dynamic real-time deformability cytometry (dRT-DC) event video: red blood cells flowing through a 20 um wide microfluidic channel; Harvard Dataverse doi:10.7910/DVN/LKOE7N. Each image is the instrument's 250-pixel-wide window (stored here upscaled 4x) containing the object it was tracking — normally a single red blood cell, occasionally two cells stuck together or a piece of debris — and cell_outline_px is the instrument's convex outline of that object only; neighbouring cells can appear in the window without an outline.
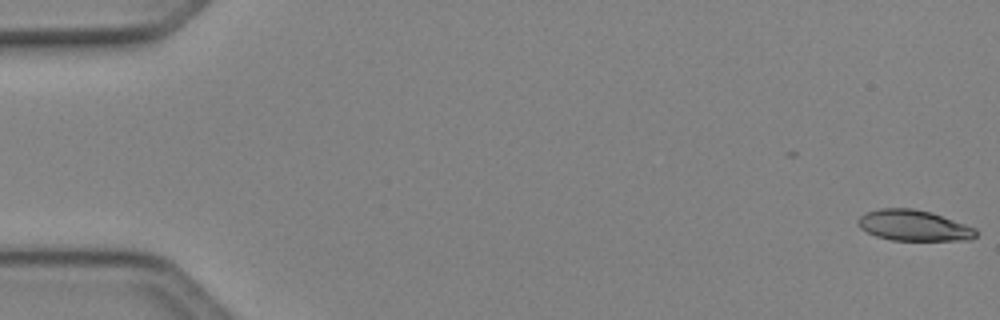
{"species": "Egyptian fruit bat (a non-hibernating species)", "species_latin": "Rousettus aegyptiacus", "temperature_condition": "cold", "stored_images_in_passage": 40, "camera_frame_rate_fps": 3000, "um_per_image_px": 0.085, "animal": {"sex": "female"}, "frame": {"image": 1, "passage_image": 1, "time_ms": 0.0, "image_size_px": [1000, 320], "cell_outline_px": [[976, 236], [972, 240], [892, 240], [876, 236], [860, 228], [856, 224], [856, 220], [860, 216], [868, 212], [880, 208], [912, 208], [932, 212], [976, 228]], "centroid_in_image_um": [77.66, 19.16], "position_along_channel_um": 7.3, "area_um2": 21.21}}
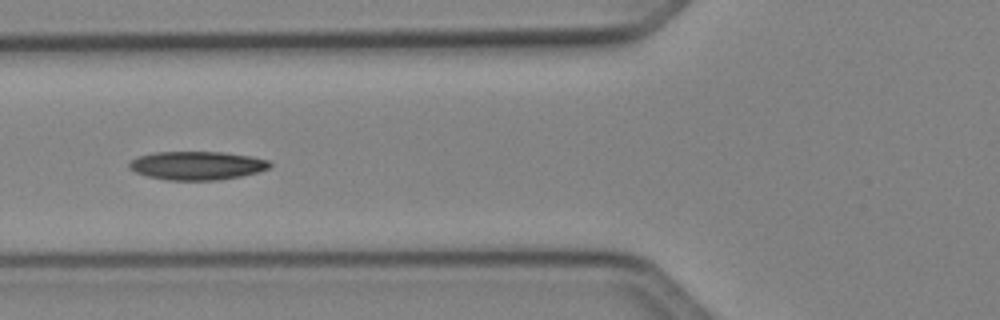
{"frame": {"image": 2, "passage_image": 20, "time_ms": 6.333, "image_size_px": [1000, 320], "cell_outline_px": [[272, 164], [268, 168], [256, 172], [240, 176], [220, 180], [168, 180], [148, 176], [136, 172], [128, 168], [128, 164], [132, 160], [140, 156], [152, 152], [224, 152], [252, 156], [268, 160]], "centroid_in_image_um": [16.74, 14.06], "position_along_channel_um": 109.1, "area_um2": 23.29}}
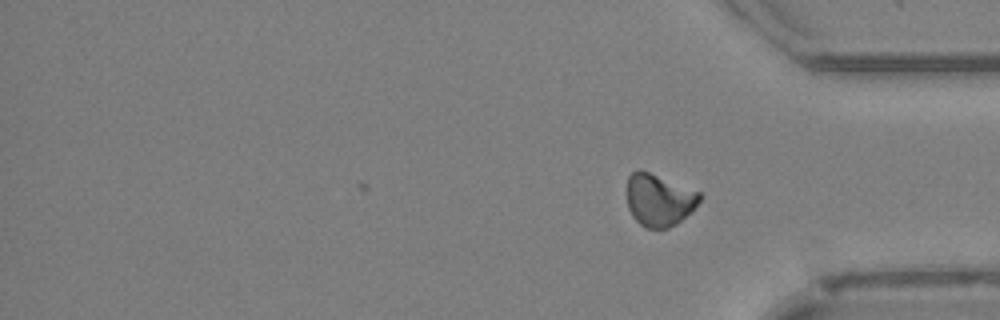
{"frame": {"image": 3, "passage_image": 40, "time_ms": 13.0, "image_size_px": [1000, 320], "cell_outline_px": [[704, 196], [676, 224], [668, 228], [644, 228], [632, 216], [628, 208], [628, 176], [632, 172], [648, 172], [700, 192]], "centroid_in_image_um": [56.01, 17.02], "position_along_channel_um": 379.2, "area_um2": 21.56}, "authors_computed_cell_mechanics": {"area_um2": 22.3108, "velocity_mm_per_s": 4.1204, "shape_relaxation_time_tau1_ms": 3.395, "shape_relaxation_time_tau2_ms": null, "deformation_change_tau1": 0.1391, "deformation_change_tau2": null}}